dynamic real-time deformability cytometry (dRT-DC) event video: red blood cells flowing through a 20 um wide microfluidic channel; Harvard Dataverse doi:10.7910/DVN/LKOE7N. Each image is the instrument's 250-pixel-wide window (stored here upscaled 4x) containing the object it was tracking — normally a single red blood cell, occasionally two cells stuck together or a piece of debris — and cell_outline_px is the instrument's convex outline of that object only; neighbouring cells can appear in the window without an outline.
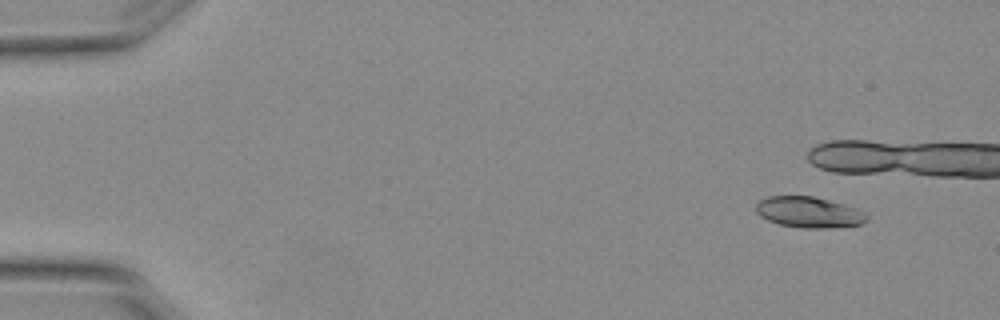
{"species": "Egyptian fruit bat (a non-hibernating species)", "species_latin": "Rousettus aegyptiacus", "temperature_condition": "warm", "stored_images_in_passage": 4, "camera_frame_rate_fps": 3000, "um_per_image_px": 0.085, "animal": {"sex": "female"}, "frame": {"image": 1, "passage_image": 2, "time_ms": 0.333, "image_size_px": [1000, 320], "cell_outline_px": [[868, 220], [860, 224], [828, 228], [800, 228], [780, 224], [768, 220], [760, 216], [756, 212], [756, 204], [760, 200], [768, 196], [812, 196], [844, 204], [856, 208], [868, 216]], "centroid_in_image_um": [68.74, 18.04], "position_along_channel_um": 16.3, "area_um2": 19.83}}